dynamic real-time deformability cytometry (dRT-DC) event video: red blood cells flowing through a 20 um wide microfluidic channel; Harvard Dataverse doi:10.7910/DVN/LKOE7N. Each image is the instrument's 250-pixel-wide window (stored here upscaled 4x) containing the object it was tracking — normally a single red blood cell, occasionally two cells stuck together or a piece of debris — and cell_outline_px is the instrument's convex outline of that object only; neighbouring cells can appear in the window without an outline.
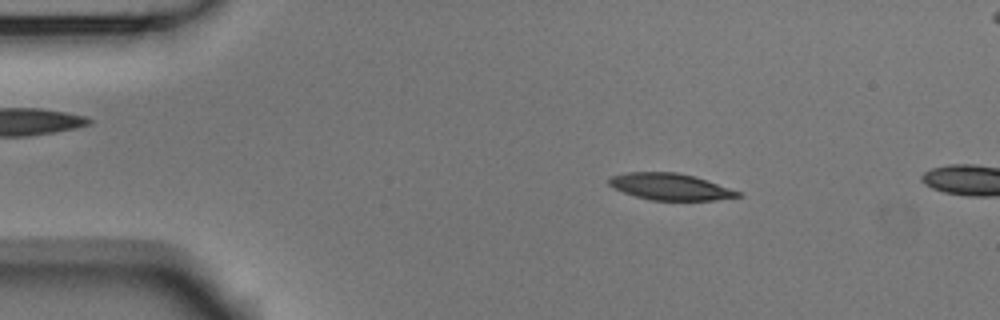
{"species": "Egyptian fruit bat (a non-hibernating species)", "species_latin": "Rousettus aegyptiacus", "temperature_condition": "room temperature", "stored_images_in_passage": 50, "camera_frame_rate_fps": 3000, "um_per_image_px": 0.085, "animal": {"sex": "male"}, "frame": {"image": 1, "passage_image": 8, "time_ms": 2.333, "image_size_px": [1000, 320], "cell_outline_px": [[740, 196], [716, 200], [652, 200], [636, 196], [612, 188], [608, 184], [608, 180], [612, 176], [628, 172], [676, 172], [696, 176], [740, 192]], "centroid_in_image_um": [56.94, 15.86], "position_along_channel_um": 28.1, "area_um2": 19.83}}
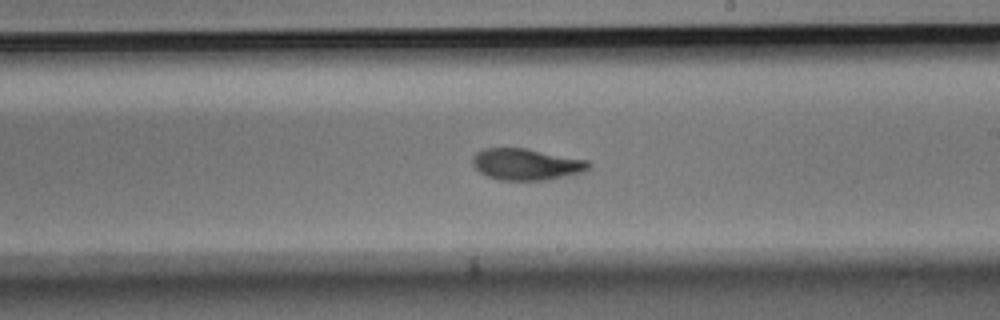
{"frame": {"image": 2, "passage_image": 30, "time_ms": 9.667, "image_size_px": [1000, 320], "cell_outline_px": [[592, 164], [584, 172], [548, 180], [500, 180], [488, 176], [480, 172], [472, 164], [472, 156], [476, 152], [484, 148], [524, 148], [588, 160]], "centroid_in_image_um": [44.74, 13.97], "position_along_channel_um": 244.3, "area_um2": 21.33}}
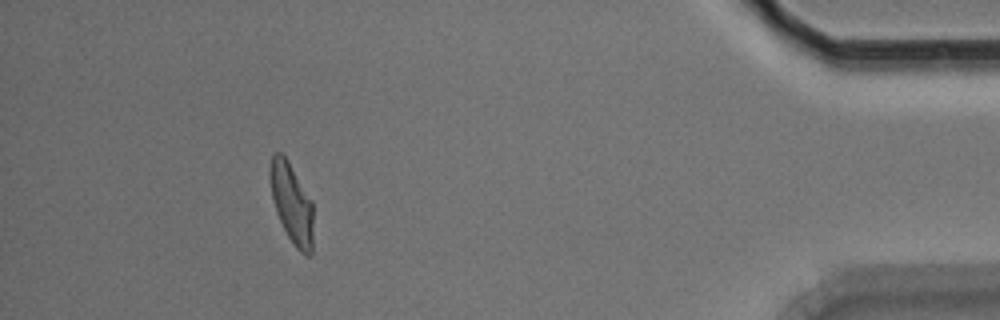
{"frame": {"image": 3, "passage_image": 48, "time_ms": 15.667, "image_size_px": [1000, 320], "cell_outline_px": [[312, 256], [304, 256], [296, 248], [288, 236], [276, 212], [272, 196], [268, 176], [268, 172], [272, 156], [276, 152], [280, 152], [288, 160], [312, 200]], "centroid_in_image_um": [24.79, 17.28], "position_along_channel_um": 410.4, "area_um2": 20.23}}